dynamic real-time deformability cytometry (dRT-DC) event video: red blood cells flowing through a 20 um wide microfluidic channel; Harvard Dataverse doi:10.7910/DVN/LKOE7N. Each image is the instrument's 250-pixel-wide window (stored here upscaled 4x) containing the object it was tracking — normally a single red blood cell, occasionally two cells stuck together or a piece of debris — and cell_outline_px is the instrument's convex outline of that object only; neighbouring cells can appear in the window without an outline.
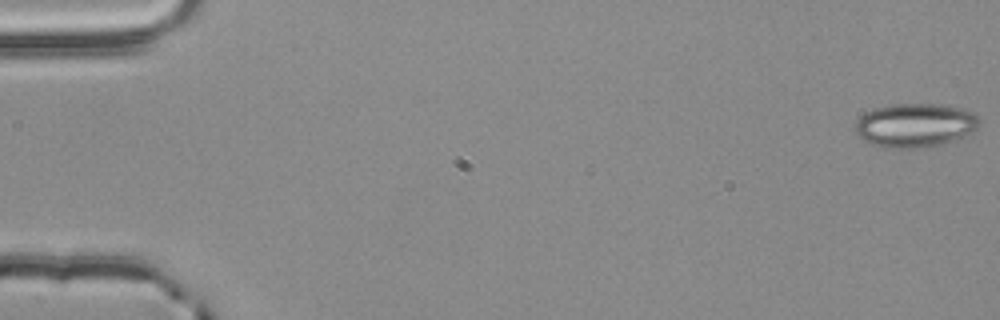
{"species": "common noctule bat (a hibernating species)", "species_latin": "Nyctalus noctula", "temperature_condition": "room temperature", "stored_images_in_passage": 56, "camera_frame_rate_fps": 3000, "um_per_image_px": 0.085, "animal": {"sex": "male", "body_mass_g": 20.4}, "frame": {"image": 1, "passage_image": 1, "time_ms": 0.0, "image_size_px": [1000, 320], "cell_outline_px": [[980, 124], [972, 132], [952, 140], [940, 144], [916, 148], [888, 148], [872, 144], [864, 140], [856, 132], [856, 120], [864, 112], [872, 108], [888, 104], [940, 104], [960, 108], [972, 112], [980, 120]], "centroid_in_image_um": [77.74, 10.63], "position_along_channel_um": 7.3, "area_um2": 31.62}}
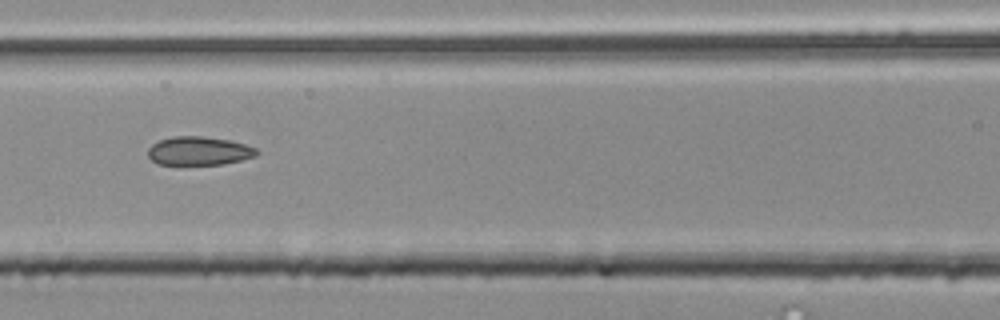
{"frame": {"image": 2, "passage_image": 25, "time_ms": 8.0, "image_size_px": [1000, 320], "cell_outline_px": [[260, 152], [256, 156], [224, 164], [156, 164], [148, 156], [148, 148], [152, 144], [160, 140], [172, 136], [204, 136], [228, 140], [244, 144], [256, 148]], "centroid_in_image_um": [16.9, 12.82], "position_along_channel_um": 149.7, "area_um2": 18.09}}
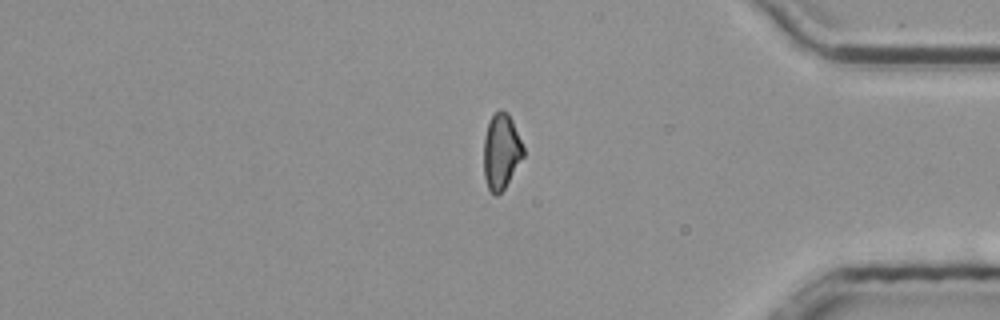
{"frame": {"image": 3, "passage_image": 46, "time_ms": 15.0, "image_size_px": [1000, 320], "cell_outline_px": [[524, 156], [504, 188], [496, 196], [488, 188], [484, 176], [484, 136], [488, 124], [492, 116], [500, 108], [508, 112], [512, 120], [524, 148]], "centroid_in_image_um": [42.6, 12.85], "position_along_channel_um": 392.6, "area_um2": 17.28}, "authors_computed_cell_mechanics": {"area_um2": 18.496, "velocity_mm_per_s": 3.835, "shape_relaxation_time_tau1_ms": 9.5981, "shape_relaxation_time_tau2_ms": 3.7617, "deformation_change_tau1": 0.1509, "deformation_change_tau2": 0.1043}}